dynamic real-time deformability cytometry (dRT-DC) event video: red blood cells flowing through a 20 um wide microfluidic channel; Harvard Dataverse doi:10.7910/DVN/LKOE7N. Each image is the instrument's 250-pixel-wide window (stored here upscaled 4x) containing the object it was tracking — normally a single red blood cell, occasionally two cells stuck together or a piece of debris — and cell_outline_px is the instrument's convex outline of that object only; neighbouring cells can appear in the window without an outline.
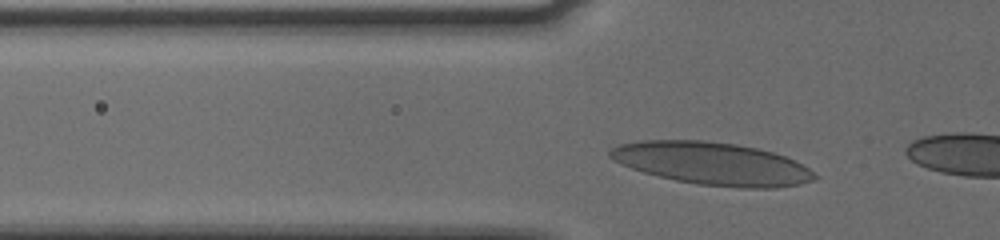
{"species": "human", "species_latin": "Homo sapiens", "temperature_condition": "cold", "stored_images_in_passage": 7, "camera_frame_rate_fps": 3000, "um_per_image_px": 0.085, "donor": {"sex": "male"}, "frame": {"image": 1, "passage_image": 4, "time_ms": 1.0, "image_size_px": [1000, 240], "cell_outline_px": [[820, 176], [812, 180], [800, 184], [776, 188], [740, 188], [700, 184], [676, 180], [644, 172], [632, 168], [608, 156], [608, 152], [612, 148], [620, 144], [644, 140], [700, 140], [736, 144], [756, 148], [772, 152], [784, 156], [808, 168]], "centroid_in_image_um": [60.56, 13.9], "position_along_channel_um": 65.2, "area_um2": 50.29}}